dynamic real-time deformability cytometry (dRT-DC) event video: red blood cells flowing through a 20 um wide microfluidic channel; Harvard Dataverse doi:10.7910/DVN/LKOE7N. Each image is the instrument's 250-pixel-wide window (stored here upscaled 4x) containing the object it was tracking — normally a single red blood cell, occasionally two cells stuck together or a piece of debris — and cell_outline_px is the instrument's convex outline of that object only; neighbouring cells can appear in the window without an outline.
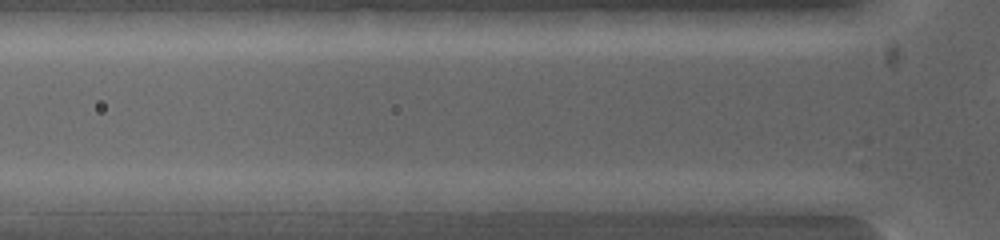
{"species": "common noctule bat (a hibernating species)", "species_latin": "Nyctalus noctula", "temperature_condition": "warm", "stored_images_in_passage": 2, "camera_frame_rate_fps": 5000, "um_per_image_px": 0.085, "animal": {"sex": "female", "body_mass_g": 19.0, "forearm_length_mm": 53.3}, "frame": {"image": 1, "passage_image": 2, "time_ms": 0.8, "image_size_px": [1000, 240], "cell_outline_px": [[604, 200], [564, 212], [504, 212], [496, 208], [496, 200], [560, 192], [580, 192]], "centroid_in_image_um": [46.48, 17.22], "position_along_channel_um": 79.3, "area_um2": 11.21}}